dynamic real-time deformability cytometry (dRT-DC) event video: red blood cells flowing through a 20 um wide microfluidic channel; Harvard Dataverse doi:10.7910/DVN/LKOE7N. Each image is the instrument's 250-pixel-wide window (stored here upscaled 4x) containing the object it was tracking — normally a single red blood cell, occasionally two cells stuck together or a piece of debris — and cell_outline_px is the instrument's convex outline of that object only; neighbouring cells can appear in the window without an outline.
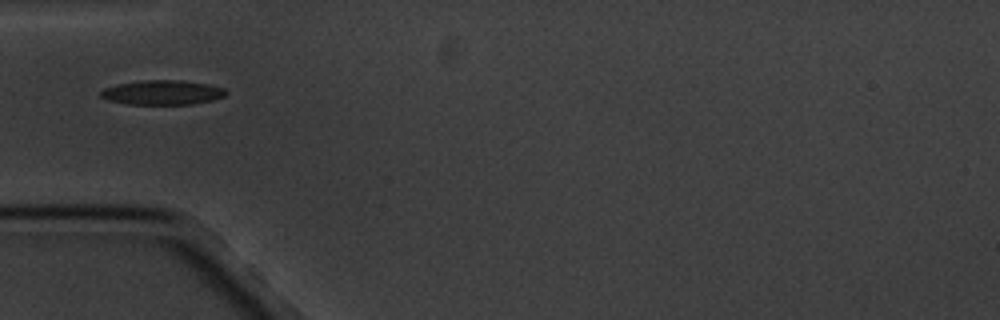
{"species": "common noctule bat (a hibernating species)", "species_latin": "Nyctalus noctula", "temperature_condition": "cold", "stored_images_in_passage": 2, "camera_frame_rate_fps": 3000, "um_per_image_px": 0.085, "animal": {"sex": "male", "body_mass_g": 20.1, "forearm_length_mm": 53.5}, "frame": {"image": 1, "passage_image": 1, "time_ms": 0.0, "image_size_px": [1000, 320], "cell_outline_px": [[228, 92], [224, 96], [212, 100], [192, 104], [128, 104], [108, 100], [100, 96], [100, 92], [104, 88], [116, 84], [144, 80], [180, 80], [208, 84], [224, 88]], "centroid_in_image_um": [13.8, 7.86], "position_along_channel_um": 71.2, "area_um2": 17.86}}
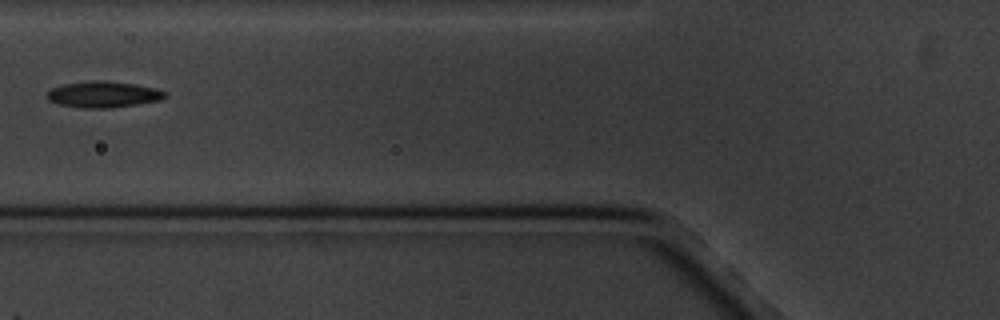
{"frame": {"image": 2, "passage_image": 2, "time_ms": 1.333, "image_size_px": [1000, 320], "cell_outline_px": [[168, 96], [160, 100], [140, 104], [112, 108], [84, 108], [56, 104], [48, 100], [48, 92], [52, 88], [64, 84], [92, 80], [104, 80], [132, 84], [156, 88], [168, 92]], "centroid_in_image_um": [8.82, 8.03], "position_along_channel_um": 117.0, "area_um2": 18.15}}